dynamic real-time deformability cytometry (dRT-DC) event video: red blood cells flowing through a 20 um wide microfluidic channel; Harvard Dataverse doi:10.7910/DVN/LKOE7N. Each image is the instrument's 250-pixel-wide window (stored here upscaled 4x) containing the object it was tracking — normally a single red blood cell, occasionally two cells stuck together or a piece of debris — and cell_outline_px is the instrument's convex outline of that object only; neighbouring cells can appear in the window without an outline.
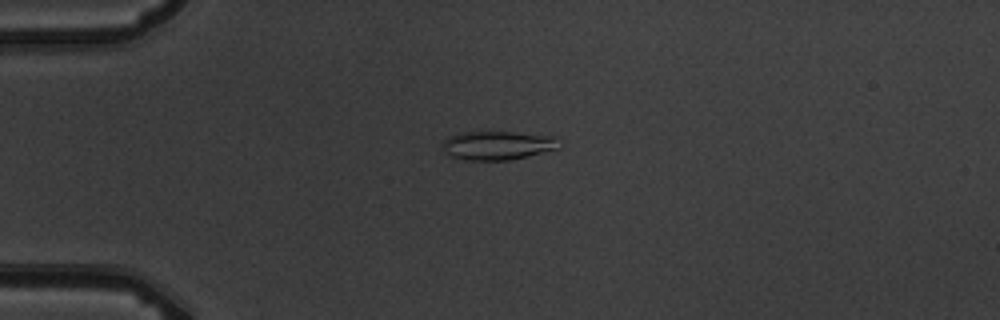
{"species": "common noctule bat (a hibernating species)", "species_latin": "Nyctalus noctula", "temperature_condition": "warm", "stored_images_in_passage": 12, "camera_frame_rate_fps": 3000, "um_per_image_px": 0.085, "animal": {"sex": "male", "body_mass_g": 19.5, "forearm_length_mm": 54.6}, "frame": {"image": 1, "passage_image": 1, "time_ms": 0.0, "image_size_px": [1000, 320], "cell_outline_px": [[560, 148], [528, 156], [508, 160], [468, 160], [452, 156], [444, 152], [440, 144], [448, 136], [464, 132], [512, 132], [556, 136]], "centroid_in_image_um": [42.28, 12.35], "position_along_channel_um": 42.7, "area_um2": 19.59}}
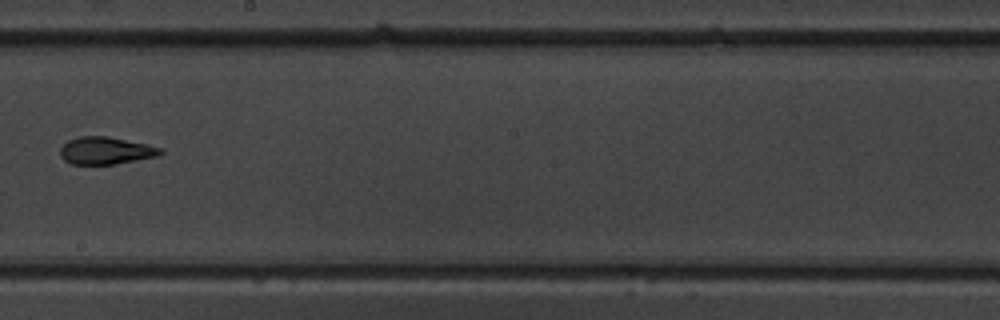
{"frame": {"image": 2, "passage_image": 6, "time_ms": 6.0, "image_size_px": [1000, 320], "cell_outline_px": [[164, 152], [156, 156], [116, 164], [72, 164], [64, 160], [60, 156], [60, 148], [68, 140], [80, 136], [108, 136], [148, 144], [160, 148]], "centroid_in_image_um": [8.97, 12.8], "position_along_channel_um": 239.2, "area_um2": 15.95}}
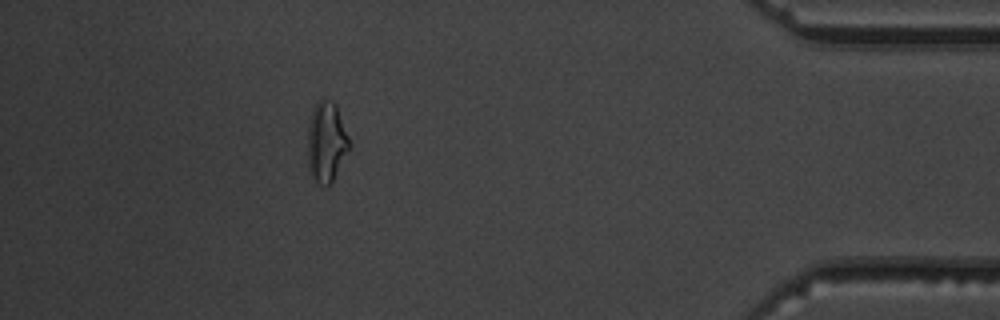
{"frame": {"image": 3, "passage_image": 11, "time_ms": 11.667, "image_size_px": [1000, 320], "cell_outline_px": [[348, 152], [332, 180], [328, 184], [320, 184], [308, 176], [308, 120], [312, 108], [316, 100], [320, 96], [332, 100], [336, 104], [348, 136]], "centroid_in_image_um": [27.69, 11.99], "position_along_channel_um": 407.5, "area_um2": 19.71}, "authors_computed_cell_mechanics": {"area_um2": 16.5886, "velocity_mm_per_s": 3.77, "shape_relaxation_time_tau1_ms": null, "shape_relaxation_time_tau2_ms": 2.8599, "deformation_change_tau1": null, "deformation_change_tau2": 0.0698}}